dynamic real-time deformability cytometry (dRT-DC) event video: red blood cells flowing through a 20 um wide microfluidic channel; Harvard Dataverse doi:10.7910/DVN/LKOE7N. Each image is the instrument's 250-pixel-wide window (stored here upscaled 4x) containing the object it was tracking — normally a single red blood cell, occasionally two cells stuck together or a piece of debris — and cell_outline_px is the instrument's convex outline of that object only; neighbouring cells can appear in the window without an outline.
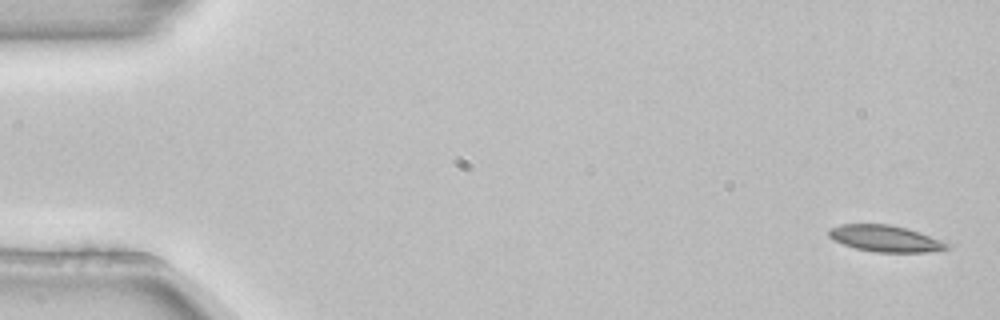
{"species": "common noctule bat (a hibernating species)", "species_latin": "Nyctalus noctula", "temperature_condition": "room temperature", "stored_images_in_passage": 5, "segment_of_instrument_passage": [1, 2], "camera_frame_rate_fps": 3000, "um_per_image_px": 0.085, "animal": {"sex": "female", "body_mass_g": 22.7, "forearm_length_mm": 54.2}, "frame": {"image": 1, "passage_image": 1, "time_ms": 0.0, "image_size_px": [1000, 320], "cell_outline_px": [[952, 248], [928, 252], [876, 252], [856, 248], [844, 244], [828, 236], [828, 228], [840, 224], [888, 224], [908, 228], [940, 240], [948, 244]], "centroid_in_image_um": [75.24, 20.27], "position_along_channel_um": 9.8, "area_um2": 18.09}}
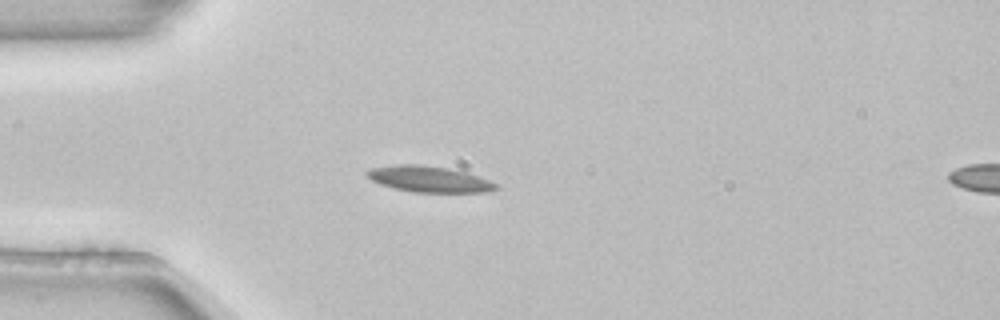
{"frame": {"image": 2, "passage_image": 4, "time_ms": 1.0, "image_size_px": [1000, 320], "cell_outline_px": [[500, 188], [488, 192], [412, 192], [380, 184], [372, 180], [364, 172], [368, 168], [400, 164], [420, 164], [448, 168], [480, 176], [500, 184]], "centroid_in_image_um": [36.51, 15.22], "position_along_channel_um": 48.5, "area_um2": 19.71}}